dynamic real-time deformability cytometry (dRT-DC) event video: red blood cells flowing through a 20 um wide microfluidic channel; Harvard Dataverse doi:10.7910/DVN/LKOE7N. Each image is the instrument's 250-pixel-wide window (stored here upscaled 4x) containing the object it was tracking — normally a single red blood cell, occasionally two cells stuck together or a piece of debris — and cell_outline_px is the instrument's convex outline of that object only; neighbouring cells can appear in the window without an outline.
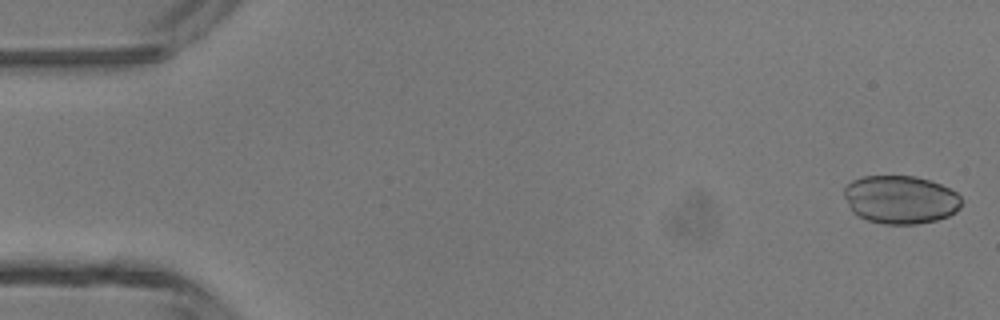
{"species": "common noctule bat (a hibernating species)", "species_latin": "Nyctalus noctula", "temperature_condition": "room temperature", "stored_images_in_passage": 46, "camera_frame_rate_fps": 3000, "um_per_image_px": 0.085, "animal": {"sex": "male", "body_mass_g": 13.3}, "frame": {"image": 1, "passage_image": 1, "time_ms": 0.0, "image_size_px": [1000, 320], "cell_outline_px": [[960, 208], [956, 212], [948, 216], [936, 220], [916, 224], [884, 224], [868, 220], [852, 212], [844, 196], [844, 188], [852, 180], [864, 176], [916, 176], [940, 184], [956, 192], [960, 196]], "centroid_in_image_um": [76.53, 16.96], "position_along_channel_um": 8.5, "area_um2": 32.89}}